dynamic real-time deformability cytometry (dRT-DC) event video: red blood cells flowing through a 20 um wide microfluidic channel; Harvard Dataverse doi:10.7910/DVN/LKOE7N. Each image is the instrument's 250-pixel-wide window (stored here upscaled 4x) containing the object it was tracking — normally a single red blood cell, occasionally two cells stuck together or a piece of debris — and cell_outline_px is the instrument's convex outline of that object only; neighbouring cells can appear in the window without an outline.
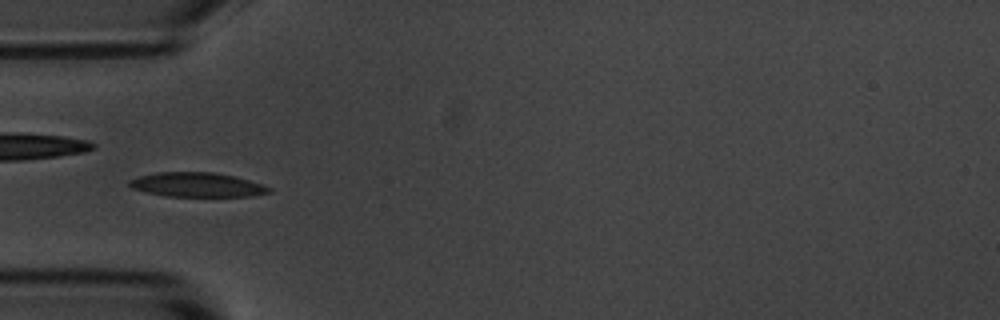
{"species": "common noctule bat (a hibernating species)", "species_latin": "Nyctalus noctula", "temperature_condition": "room temperature", "stored_images_in_passage": 56, "camera_frame_rate_fps": 3000, "um_per_image_px": 0.085, "animal": {"sex": "male", "body_mass_g": 20.1, "forearm_length_mm": 53.5}, "frame": {"image": 1, "passage_image": 17, "time_ms": 5.333, "image_size_px": [1000, 320], "cell_outline_px": [[272, 192], [252, 196], [164, 196], [132, 188], [128, 184], [128, 180], [140, 176], [156, 172], [212, 172], [236, 176], [264, 184], [272, 188]], "centroid_in_image_um": [16.8, 15.7], "position_along_channel_um": 68.2, "area_um2": 19.94}}
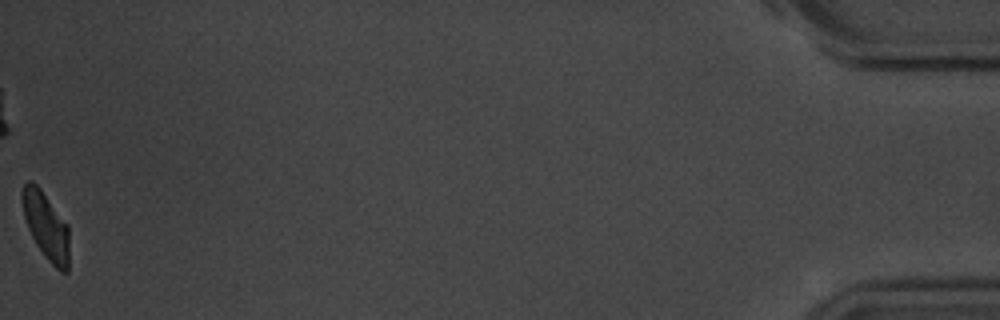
{"frame": {"image": 2, "passage_image": 56, "time_ms": 18.333, "image_size_px": [1000, 320], "cell_outline_px": [[68, 272], [60, 272], [44, 256], [36, 244], [28, 228], [24, 216], [20, 196], [20, 192], [24, 184], [28, 180], [32, 180], [40, 188], [68, 224]], "centroid_in_image_um": [3.89, 19.17], "position_along_channel_um": 431.3, "area_um2": 18.5}, "authors_computed_cell_mechanics": {"area_um2": 19.7676, "velocity_mm_per_s": 3.547, "shape_relaxation_time_tau1_ms": 4.1429, "shape_relaxation_time_tau2_ms": 4.989, "deformation_change_tau1": 0.1149, "deformation_change_tau2": 0.0976}}